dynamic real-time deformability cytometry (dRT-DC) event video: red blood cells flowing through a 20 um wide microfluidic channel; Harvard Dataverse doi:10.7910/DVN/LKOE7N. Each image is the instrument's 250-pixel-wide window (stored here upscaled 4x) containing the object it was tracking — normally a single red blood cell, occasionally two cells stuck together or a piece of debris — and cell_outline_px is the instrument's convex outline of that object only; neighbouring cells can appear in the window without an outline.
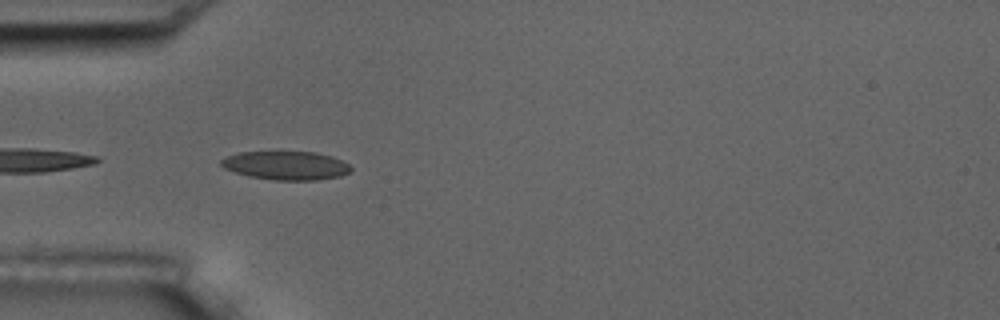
{"species": "common noctule bat (a hibernating species)", "species_latin": "Nyctalus noctula", "temperature_condition": "room temperature", "stored_images_in_passage": 2, "camera_frame_rate_fps": 3000, "um_per_image_px": 0.085, "animal": {"sex": "male", "body_mass_g": 17.5, "forearm_length_mm": 52.3}, "frame": {"image": 1, "passage_image": 1, "time_ms": 0.0, "image_size_px": [1000, 320], "cell_outline_px": [[352, 172], [340, 176], [316, 180], [276, 180], [248, 176], [224, 168], [220, 164], [220, 160], [228, 156], [240, 152], [276, 148], [280, 148], [316, 152], [332, 156], [348, 164], [352, 168]], "centroid_in_image_um": [24.3, 14.0], "position_along_channel_um": 60.7, "area_um2": 22.72}}